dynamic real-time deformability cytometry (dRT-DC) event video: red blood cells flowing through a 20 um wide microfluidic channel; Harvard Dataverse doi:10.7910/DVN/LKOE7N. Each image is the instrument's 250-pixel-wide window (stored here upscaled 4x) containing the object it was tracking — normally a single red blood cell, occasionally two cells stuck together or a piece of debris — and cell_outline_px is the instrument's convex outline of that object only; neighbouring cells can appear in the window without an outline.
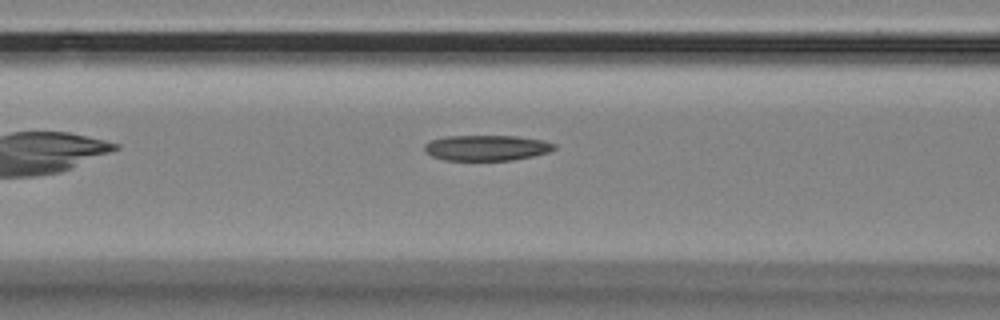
{"species": "Egyptian fruit bat (a non-hibernating species)", "species_latin": "Rousettus aegyptiacus", "temperature_condition": "room temperature", "stored_images_in_passage": 30, "camera_frame_rate_fps": 3000, "um_per_image_px": 0.085, "animal": {"sex": "female"}, "frame": {"image": 1, "passage_image": 6, "time_ms": 1.667, "image_size_px": [1000, 320], "cell_outline_px": [[556, 148], [548, 152], [532, 156], [512, 160], [444, 160], [432, 156], [424, 152], [424, 144], [428, 140], [444, 136], [516, 136], [544, 140], [556, 144]], "centroid_in_image_um": [41.32, 12.56], "position_along_channel_um": 125.3, "area_um2": 19.48}}
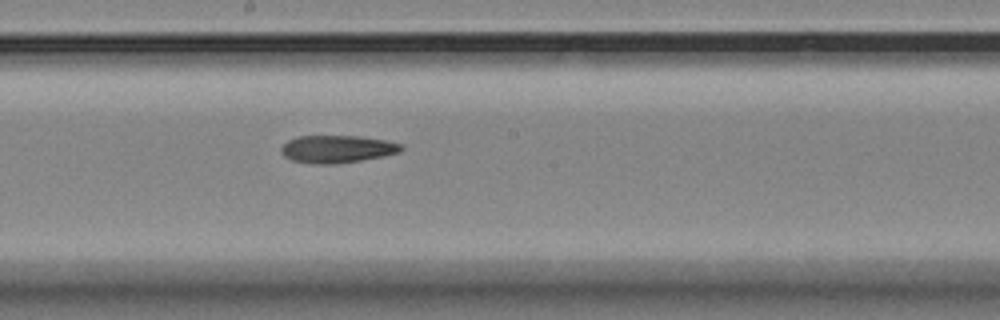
{"frame": {"image": 2, "passage_image": 14, "time_ms": 4.333, "image_size_px": [1000, 320], "cell_outline_px": [[404, 148], [400, 152], [384, 156], [360, 160], [328, 164], [316, 164], [292, 160], [284, 156], [280, 152], [280, 148], [288, 140], [296, 136], [360, 136], [384, 140], [404, 144]], "centroid_in_image_um": [28.66, 12.66], "position_along_channel_um": 219.5, "area_um2": 19.25}}
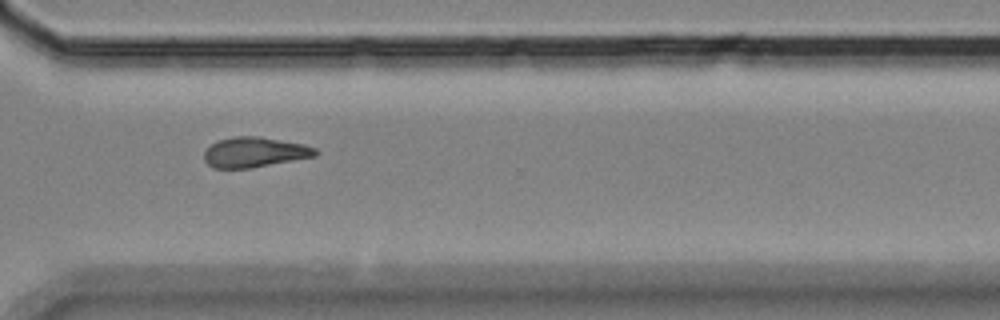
{"frame": {"image": 3, "passage_image": 25, "time_ms": 8.0, "image_size_px": [1000, 320], "cell_outline_px": [[320, 152], [316, 156], [252, 168], [212, 168], [204, 160], [204, 152], [216, 140], [232, 136], [260, 136], [304, 144], [316, 148]], "centroid_in_image_um": [21.65, 12.93], "position_along_channel_um": 349.0, "area_um2": 19.77}}